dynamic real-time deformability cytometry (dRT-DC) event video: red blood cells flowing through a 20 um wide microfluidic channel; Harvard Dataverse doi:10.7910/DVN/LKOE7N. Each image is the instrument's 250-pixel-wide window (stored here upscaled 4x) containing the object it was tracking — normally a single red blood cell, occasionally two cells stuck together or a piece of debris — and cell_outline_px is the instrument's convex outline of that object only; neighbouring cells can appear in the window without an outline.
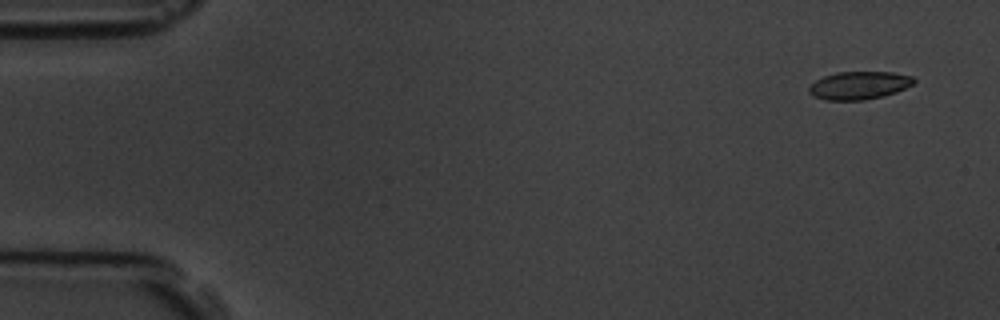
{"species": "common noctule bat (a hibernating species)", "species_latin": "Nyctalus noctula", "temperature_condition": "room temperature", "stored_images_in_passage": 5, "camera_frame_rate_fps": 3000, "um_per_image_px": 0.085, "animal": {"sex": "male", "body_mass_g": 19.5, "forearm_length_mm": 54.6}, "frame": {"image": 1, "passage_image": 2, "time_ms": 1.0, "image_size_px": [1000, 320], "cell_outline_px": [[916, 80], [912, 84], [896, 92], [884, 96], [864, 100], [824, 100], [812, 96], [808, 92], [808, 88], [816, 80], [824, 76], [836, 72], [892, 72], [912, 76]], "centroid_in_image_um": [73.0, 7.26], "position_along_channel_um": 12.0, "area_um2": 17.11}}